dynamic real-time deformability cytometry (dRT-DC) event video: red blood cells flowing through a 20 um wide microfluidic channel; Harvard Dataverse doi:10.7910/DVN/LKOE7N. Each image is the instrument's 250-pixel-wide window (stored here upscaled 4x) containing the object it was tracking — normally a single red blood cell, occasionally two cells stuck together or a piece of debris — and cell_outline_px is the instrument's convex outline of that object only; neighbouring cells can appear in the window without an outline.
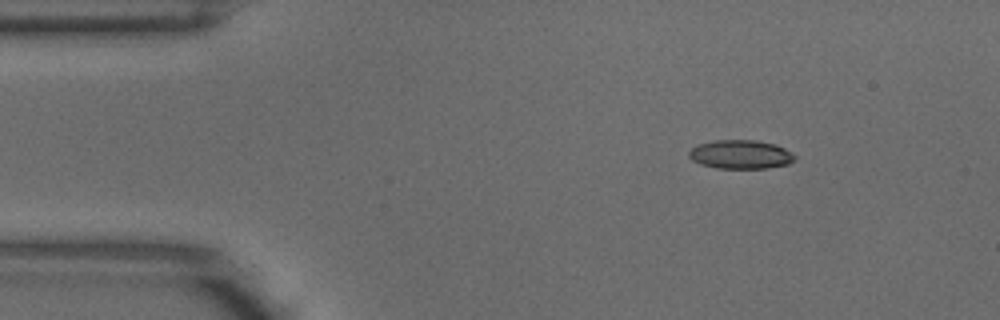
{"species": "common noctule bat (a hibernating species)", "species_latin": "Nyctalus noctula", "temperature_condition": "warm", "stored_images_in_passage": 6, "camera_frame_rate_fps": 3000, "um_per_image_px": 0.085, "animal": {"sex": "male", "body_mass_g": 18.8}, "frame": {"image": 1, "passage_image": 2, "time_ms": 0.333, "image_size_px": [1000, 320], "cell_outline_px": [[796, 160], [788, 164], [768, 168], [716, 168], [700, 164], [692, 160], [688, 156], [688, 152], [692, 148], [700, 144], [716, 140], [756, 140], [776, 144], [792, 152], [796, 156]], "centroid_in_image_um": [62.98, 13.13], "position_along_channel_um": 22.0, "area_um2": 17.86}}
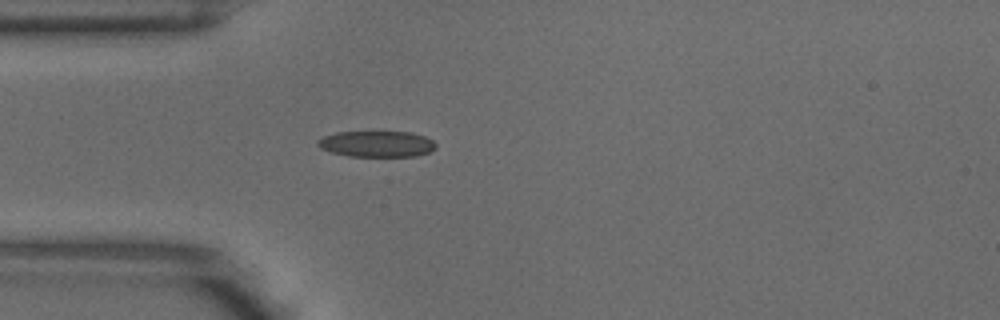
{"frame": {"image": 2, "passage_image": 4, "time_ms": 1.0, "image_size_px": [1000, 320], "cell_outline_px": [[436, 148], [428, 152], [416, 156], [348, 156], [332, 152], [320, 148], [316, 144], [316, 140], [324, 136], [336, 132], [412, 132], [424, 136], [432, 140], [436, 144]], "centroid_in_image_um": [32.0, 12.23], "position_along_channel_um": 53.0, "area_um2": 17.92}}